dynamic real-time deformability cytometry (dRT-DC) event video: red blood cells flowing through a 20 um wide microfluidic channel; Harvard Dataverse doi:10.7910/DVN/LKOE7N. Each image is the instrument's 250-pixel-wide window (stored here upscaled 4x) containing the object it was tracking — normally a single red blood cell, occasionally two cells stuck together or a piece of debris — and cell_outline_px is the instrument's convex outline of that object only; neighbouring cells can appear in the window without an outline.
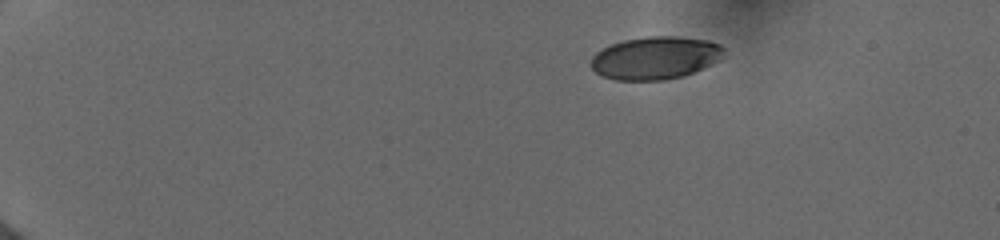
{"species": "human", "species_latin": "Homo sapiens", "temperature_condition": "cold", "stored_images_in_passage": 14, "camera_frame_rate_fps": 3000, "um_per_image_px": 0.085, "donor": {"sex": "female"}, "frame": {"image": 1, "passage_image": 1, "time_ms": 0.0, "image_size_px": [1000, 240], "cell_outline_px": [[724, 56], [720, 60], [692, 72], [680, 76], [664, 80], [616, 80], [604, 76], [596, 72], [592, 68], [592, 56], [596, 52], [612, 44], [624, 40], [648, 36], [676, 36], [708, 40], [720, 44], [724, 48]], "centroid_in_image_um": [55.72, 4.91], "position_along_channel_um": 29.3, "area_um2": 32.89}}
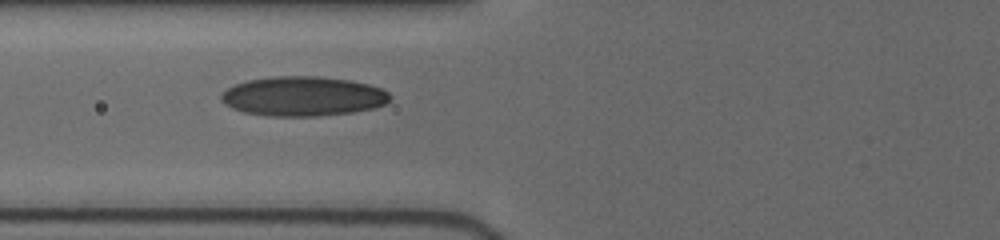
{"frame": {"image": 2, "passage_image": 10, "time_ms": 4.667, "image_size_px": [1000, 240], "cell_outline_px": [[392, 96], [384, 104], [376, 108], [352, 112], [316, 116], [268, 116], [244, 112], [232, 108], [224, 104], [220, 100], [220, 96], [228, 88], [236, 84], [248, 80], [276, 76], [320, 76], [348, 80], [368, 84], [380, 88], [388, 92]], "centroid_in_image_um": [25.75, 8.18], "position_along_channel_um": 100.0, "area_um2": 38.9}}
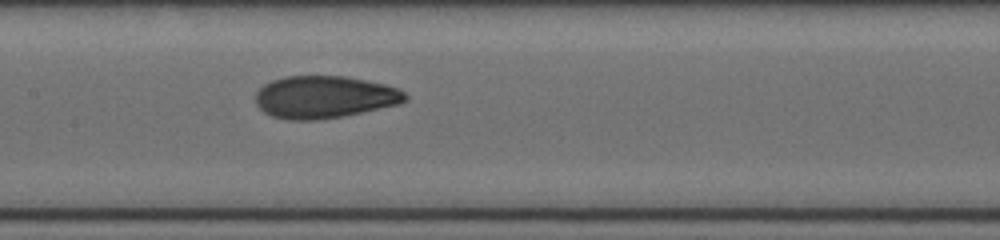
{"frame": {"image": 3, "passage_image": 14, "time_ms": 6.667, "image_size_px": [1000, 240], "cell_outline_px": [[408, 100], [400, 104], [344, 116], [320, 120], [288, 120], [272, 116], [264, 112], [256, 104], [256, 92], [264, 84], [272, 80], [284, 76], [344, 76], [384, 84], [400, 88], [408, 96]], "centroid_in_image_um": [27.59, 8.25], "position_along_channel_um": 179.8, "area_um2": 37.17}}